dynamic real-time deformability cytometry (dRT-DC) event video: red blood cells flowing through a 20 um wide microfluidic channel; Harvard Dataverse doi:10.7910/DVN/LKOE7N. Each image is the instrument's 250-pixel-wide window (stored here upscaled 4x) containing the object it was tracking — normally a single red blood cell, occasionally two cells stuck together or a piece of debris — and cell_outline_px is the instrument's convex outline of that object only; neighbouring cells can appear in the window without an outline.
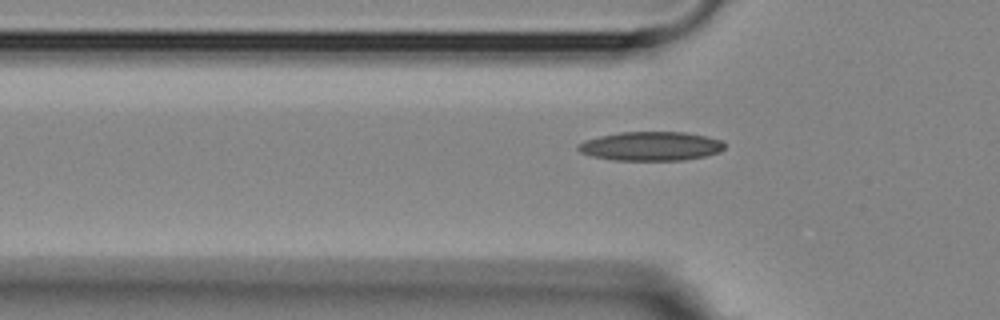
{"species": "Egyptian fruit bat (a non-hibernating species)", "species_latin": "Rousettus aegyptiacus", "temperature_condition": "room temperature", "stored_images_in_passage": 41, "camera_frame_rate_fps": 3000, "um_per_image_px": 0.085, "animal": {"sex": "female"}, "frame": {"image": 1, "passage_image": 5, "time_ms": 1.333, "image_size_px": [1000, 320], "cell_outline_px": [[724, 148], [720, 152], [704, 156], [684, 160], [612, 160], [592, 156], [580, 152], [576, 148], [576, 144], [584, 140], [600, 136], [620, 132], [684, 132], [708, 136], [724, 140]], "centroid_in_image_um": [55.32, 12.42], "position_along_channel_um": 70.5, "area_um2": 24.97}}
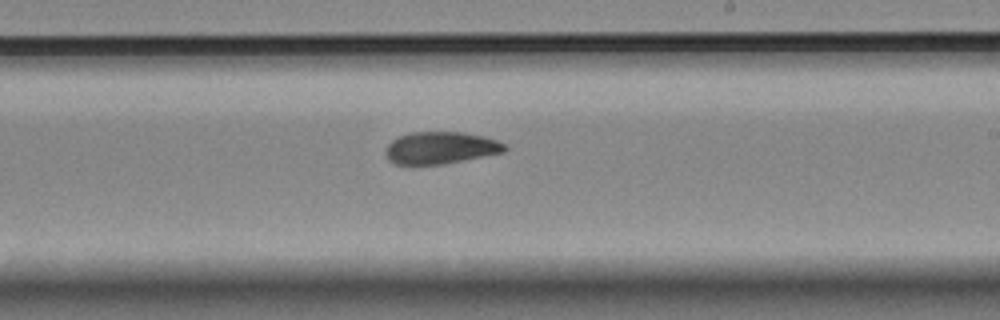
{"frame": {"image": 2, "passage_image": 20, "time_ms": 6.333, "image_size_px": [1000, 320], "cell_outline_px": [[508, 148], [504, 152], [444, 164], [412, 168], [392, 164], [384, 156], [384, 148], [392, 140], [408, 132], [460, 132], [484, 136], [496, 140], [504, 144]], "centroid_in_image_um": [37.33, 12.62], "position_along_channel_um": 251.7, "area_um2": 23.18}}
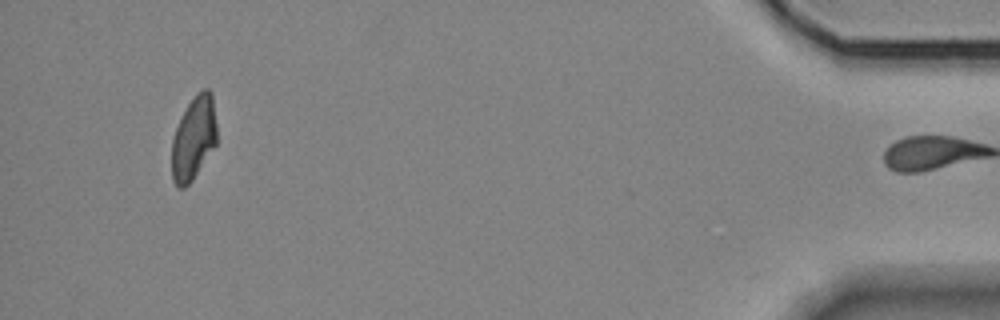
{"frame": {"image": 3, "passage_image": 40, "time_ms": 13.0, "image_size_px": [1000, 320], "cell_outline_px": [[216, 144], [192, 180], [184, 188], [176, 188], [172, 180], [172, 140], [176, 128], [188, 104], [196, 92], [204, 88], [208, 88], [212, 92], [216, 124]], "centroid_in_image_um": [16.46, 11.74], "position_along_channel_um": 418.7, "area_um2": 21.85}, "authors_computed_cell_mechanics": {"area_um2": 22.8888, "velocity_mm_per_s": 3.5998, "shape_relaxation_time_tau1_ms": 7.5786, "shape_relaxation_time_tau2_ms": 6.0673, "deformation_change_tau1": 0.1774, "deformation_change_tau2": 0.1318}}